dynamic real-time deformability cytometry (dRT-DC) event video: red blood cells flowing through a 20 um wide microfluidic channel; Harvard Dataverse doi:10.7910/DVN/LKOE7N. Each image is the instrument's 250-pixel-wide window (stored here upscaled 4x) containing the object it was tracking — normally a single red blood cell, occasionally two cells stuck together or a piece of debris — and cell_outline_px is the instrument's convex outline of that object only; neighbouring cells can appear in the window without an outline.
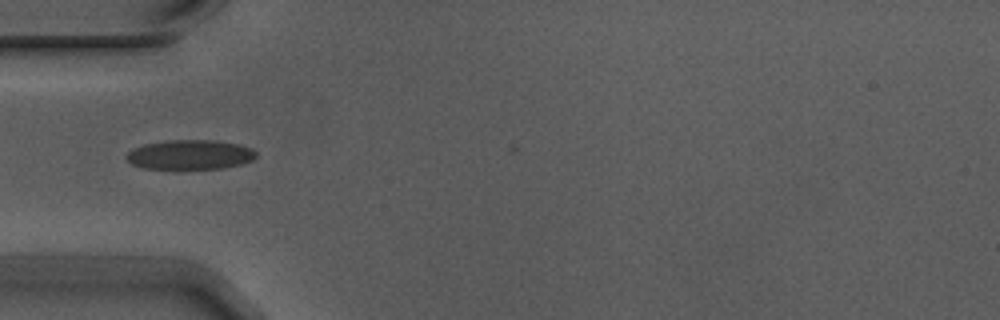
{"species": "Egyptian fruit bat (a non-hibernating species)", "species_latin": "Rousettus aegyptiacus", "temperature_condition": "warm", "stored_images_in_passage": 5, "camera_frame_rate_fps": 3000, "um_per_image_px": 0.085, "animal": {"sex": "male"}, "frame": {"image": 1, "passage_image": 4, "time_ms": 1.0, "image_size_px": [1000, 320], "cell_outline_px": [[256, 156], [252, 160], [240, 164], [224, 168], [140, 168], [132, 164], [124, 156], [128, 152], [144, 144], [168, 140], [216, 140], [236, 144], [252, 148], [256, 152]], "centroid_in_image_um": [16.15, 13.14], "position_along_channel_um": 68.9, "area_um2": 22.14}}